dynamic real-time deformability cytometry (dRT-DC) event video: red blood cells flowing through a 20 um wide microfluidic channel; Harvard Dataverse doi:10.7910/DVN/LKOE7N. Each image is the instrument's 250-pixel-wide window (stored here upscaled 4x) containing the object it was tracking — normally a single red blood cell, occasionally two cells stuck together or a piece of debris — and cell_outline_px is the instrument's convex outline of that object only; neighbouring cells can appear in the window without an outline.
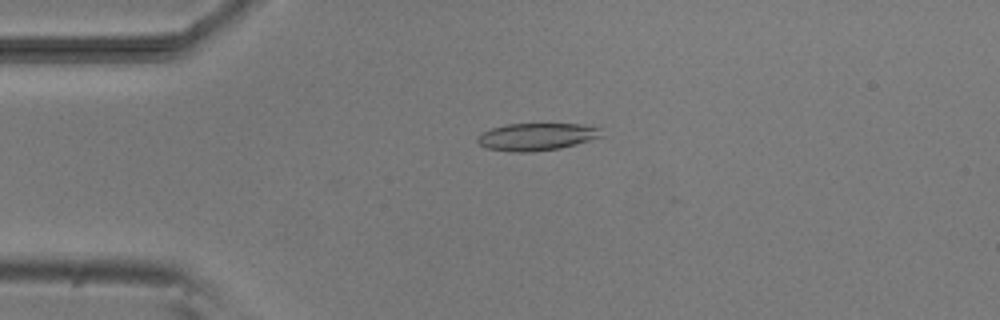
{"species": "common noctule bat (a hibernating species)", "species_latin": "Nyctalus noctula", "temperature_condition": "room temperature", "stored_images_in_passage": 53, "camera_frame_rate_fps": 3000, "um_per_image_px": 0.085, "animal": {"sex": "male", "body_mass_g": 20.5, "forearm_length_mm": 52.5}, "frame": {"image": 1, "passage_image": 12, "time_ms": 3.667, "image_size_px": [1000, 320], "cell_outline_px": [[604, 136], [576, 144], [560, 148], [532, 152], [512, 152], [488, 148], [480, 144], [476, 140], [476, 136], [492, 128], [508, 124], [584, 124], [600, 128]], "centroid_in_image_um": [45.64, 11.62], "position_along_channel_um": 39.4, "area_um2": 19.77}}
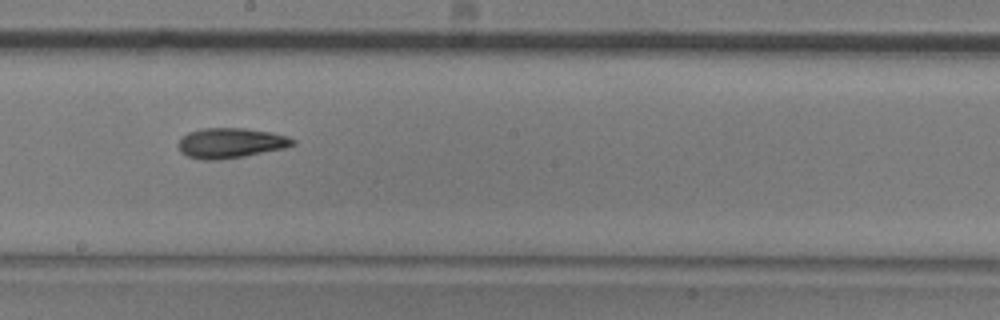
{"frame": {"image": 2, "passage_image": 29, "time_ms": 9.333, "image_size_px": [1000, 320], "cell_outline_px": [[296, 144], [284, 148], [244, 156], [220, 160], [204, 160], [188, 156], [180, 152], [176, 144], [180, 136], [188, 132], [200, 128], [244, 128], [272, 132], [288, 136], [296, 140]], "centroid_in_image_um": [19.57, 12.15], "position_along_channel_um": 228.6, "area_um2": 20.4}}
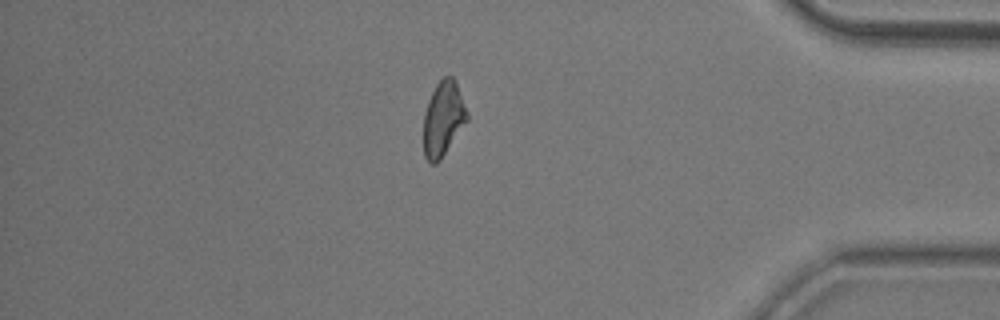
{"frame": {"image": 3, "passage_image": 45, "time_ms": 14.667, "image_size_px": [1000, 320], "cell_outline_px": [[468, 120], [440, 160], [436, 164], [432, 164], [424, 156], [424, 112], [428, 100], [436, 84], [444, 76], [452, 76], [456, 80], [468, 112]], "centroid_in_image_um": [37.68, 10.07], "position_along_channel_um": 397.5, "area_um2": 19.02}, "authors_computed_cell_mechanics": {"area_um2": 19.652, "velocity_mm_per_s": 3.799, "shape_relaxation_time_tau1_ms": 9.5605, "shape_relaxation_time_tau2_ms": 4.3281, "deformation_change_tau1": 0.2028, "deformation_change_tau2": 0.1282}}